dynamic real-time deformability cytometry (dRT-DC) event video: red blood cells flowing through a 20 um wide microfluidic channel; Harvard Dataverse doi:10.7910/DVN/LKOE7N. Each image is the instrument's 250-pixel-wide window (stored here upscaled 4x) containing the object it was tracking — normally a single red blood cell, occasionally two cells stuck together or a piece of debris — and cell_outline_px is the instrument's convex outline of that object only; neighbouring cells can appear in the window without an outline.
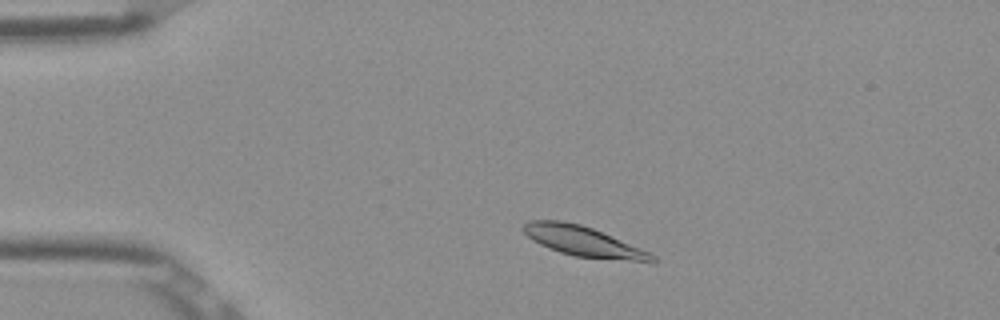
{"species": "Egyptian fruit bat (a non-hibernating species)", "species_latin": "Rousettus aegyptiacus", "temperature_condition": "room temperature", "stored_images_in_passage": 48, "camera_frame_rate_fps": 3000, "um_per_image_px": 0.085, "frame": {"image": 1, "passage_image": 6, "time_ms": 1.667, "image_size_px": [1000, 320], "cell_outline_px": [[640, 260], [580, 256], [564, 252], [552, 248], [536, 240], [532, 236], [540, 224], [576, 224], [600, 232], [640, 252]], "centroid_in_image_um": [49.57, 20.56], "position_along_channel_um": 35.4, "area_um2": 16.94}}
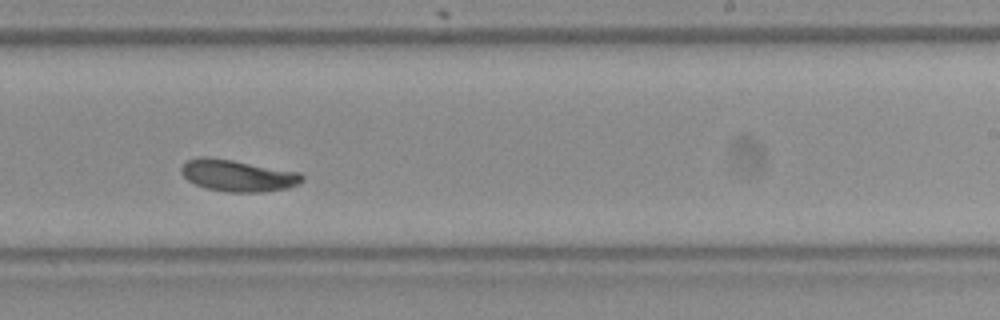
{"frame": {"image": 2, "passage_image": 28, "time_ms": 9.0, "image_size_px": [1000, 320], "cell_outline_px": [[300, 180], [292, 184], [276, 188], [216, 188], [200, 184], [192, 180], [184, 172], [184, 168], [192, 160], [224, 160], [300, 176]], "centroid_in_image_um": [20.08, 14.9], "position_along_channel_um": 268.9, "area_um2": 16.99}}
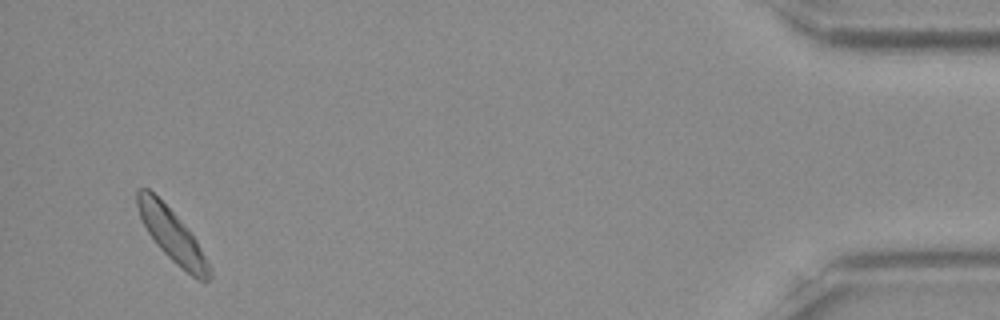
{"frame": {"image": 3, "passage_image": 46, "time_ms": 15.0, "image_size_px": [1000, 320], "cell_outline_px": [[200, 260], [196, 276], [188, 272], [152, 236], [140, 212], [140, 200], [144, 188], [152, 192], [168, 208], [192, 236], [196, 244], [200, 256]], "centroid_in_image_um": [14.41, 19.72], "position_along_channel_um": 420.8, "area_um2": 16.7}, "authors_computed_cell_mechanics": {"area_um2": 17.2533, "velocity_mm_per_s": 3.7998, "shape_relaxation_time_tau1_ms": 1.9683, "shape_relaxation_time_tau2_ms": null, "deformation_change_tau1": 0.0598, "deformation_change_tau2": null}}